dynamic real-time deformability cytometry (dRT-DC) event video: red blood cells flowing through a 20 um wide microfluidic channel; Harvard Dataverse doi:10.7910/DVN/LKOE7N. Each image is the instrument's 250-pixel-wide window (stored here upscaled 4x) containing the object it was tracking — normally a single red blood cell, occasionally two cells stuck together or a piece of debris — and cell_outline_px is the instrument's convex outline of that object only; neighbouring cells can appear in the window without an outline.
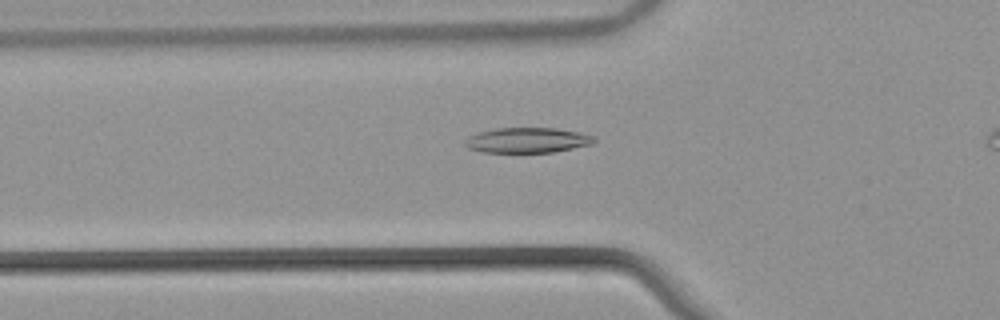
{"species": "common noctule bat (a hibernating species)", "species_latin": "Nyctalus noctula", "temperature_condition": "warm", "stored_images_in_passage": 34, "camera_frame_rate_fps": 3000, "um_per_image_px": 0.085, "animal": {"sex": "male", "body_mass_g": 21.5, "forearm_length_mm": 52.0}, "frame": {"image": 1, "passage_image": 5, "time_ms": 1.333, "image_size_px": [1000, 320], "cell_outline_px": [[596, 140], [592, 144], [552, 152], [480, 152], [468, 148], [464, 144], [464, 140], [468, 136], [476, 132], [496, 128], [556, 128], [580, 132], [596, 136]], "centroid_in_image_um": [44.8, 11.91], "position_along_channel_um": 81.0, "area_um2": 19.13}}
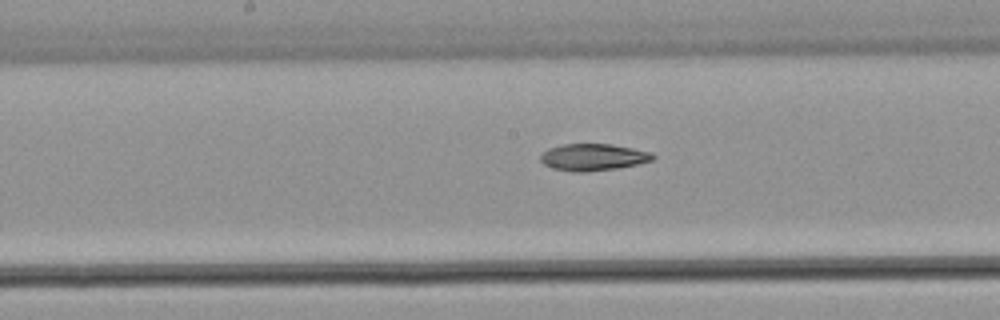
{"frame": {"image": 2, "passage_image": 14, "time_ms": 4.333, "image_size_px": [1000, 320], "cell_outline_px": [[656, 156], [652, 160], [636, 164], [616, 168], [584, 172], [572, 172], [556, 168], [544, 164], [540, 160], [540, 156], [548, 148], [564, 144], [612, 144], [652, 152]], "centroid_in_image_um": [50.43, 13.35], "position_along_channel_um": 197.8, "area_um2": 17.4}}
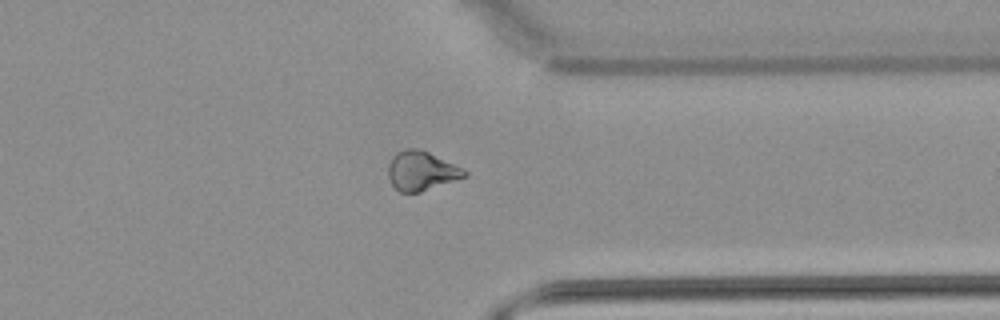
{"frame": {"image": 3, "passage_image": 28, "time_ms": 9.0, "image_size_px": [1000, 320], "cell_outline_px": [[468, 176], [420, 192], [400, 192], [392, 184], [388, 176], [388, 164], [392, 156], [396, 152], [404, 148], [416, 148], [428, 152], [464, 168], [468, 172]], "centroid_in_image_um": [35.82, 14.51], "position_along_channel_um": 375.6, "area_um2": 17.51}, "authors_computed_cell_mechanics": {"area_um2": 17.6579, "velocity_mm_per_s": 3.8712, "shape_relaxation_time_tau1_ms": 5.4956, "shape_relaxation_time_tau2_ms": null, "deformation_change_tau1": 0.1388, "deformation_change_tau2": null}}